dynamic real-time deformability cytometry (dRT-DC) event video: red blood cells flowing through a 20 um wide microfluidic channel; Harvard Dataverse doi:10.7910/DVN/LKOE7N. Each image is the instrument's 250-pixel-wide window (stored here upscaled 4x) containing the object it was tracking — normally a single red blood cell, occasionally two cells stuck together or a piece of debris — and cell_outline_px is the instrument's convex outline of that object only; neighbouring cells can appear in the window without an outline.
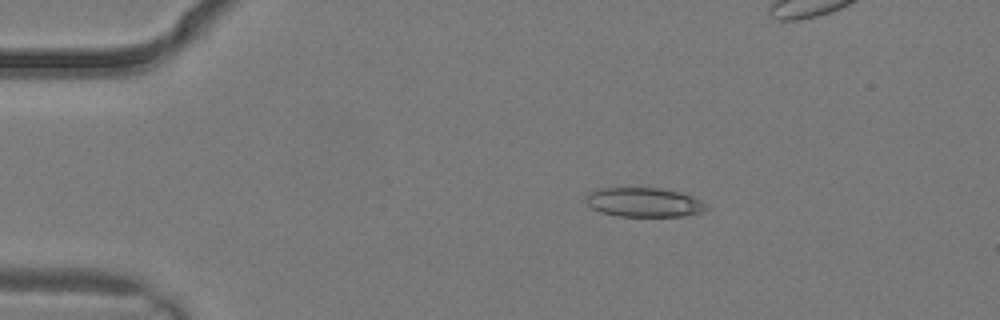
{"species": "common noctule bat (a hibernating species)", "species_latin": "Nyctalus noctula", "temperature_condition": "warm", "stored_images_in_passage": 4, "camera_frame_rate_fps": 3000, "um_per_image_px": 0.085, "animal": {"sex": "male", "body_mass_g": 19.2, "forearm_length_mm": 51.8}, "frame": {"image": 1, "passage_image": 2, "time_ms": 0.333, "image_size_px": [1000, 320], "cell_outline_px": [[708, 208], [704, 212], [684, 216], [616, 216], [600, 212], [592, 208], [584, 200], [588, 192], [596, 188], [668, 188], [692, 196], [700, 200]], "centroid_in_image_um": [54.72, 17.19], "position_along_channel_um": 30.3, "area_um2": 20.81}}